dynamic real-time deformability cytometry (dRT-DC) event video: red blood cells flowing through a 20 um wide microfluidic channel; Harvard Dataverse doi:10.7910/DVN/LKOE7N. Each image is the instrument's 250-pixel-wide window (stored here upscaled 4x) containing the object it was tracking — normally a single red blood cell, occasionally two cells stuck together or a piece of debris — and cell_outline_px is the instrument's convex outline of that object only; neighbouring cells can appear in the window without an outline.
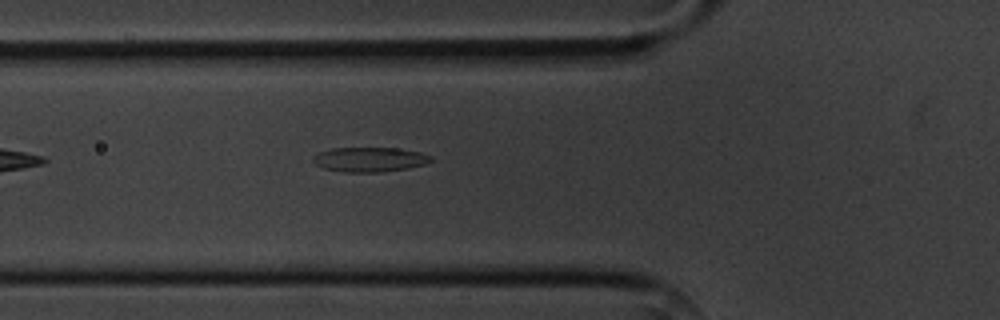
{"species": "common noctule bat (a hibernating species)", "species_latin": "Nyctalus noctula", "temperature_condition": "cold", "stored_images_in_passage": 6, "camera_frame_rate_fps": 3000, "um_per_image_px": 0.085, "animal": {"sex": "male", "body_mass_g": 20.1, "forearm_length_mm": 53.5}, "frame": {"image": 1, "passage_image": 6, "time_ms": 6.0, "image_size_px": [1000, 320], "cell_outline_px": [[432, 160], [424, 164], [408, 168], [380, 172], [344, 172], [324, 168], [316, 164], [312, 160], [312, 156], [320, 152], [332, 148], [396, 148], [420, 152], [432, 156]], "centroid_in_image_um": [31.41, 13.55], "position_along_channel_um": 94.4, "area_um2": 16.82}}